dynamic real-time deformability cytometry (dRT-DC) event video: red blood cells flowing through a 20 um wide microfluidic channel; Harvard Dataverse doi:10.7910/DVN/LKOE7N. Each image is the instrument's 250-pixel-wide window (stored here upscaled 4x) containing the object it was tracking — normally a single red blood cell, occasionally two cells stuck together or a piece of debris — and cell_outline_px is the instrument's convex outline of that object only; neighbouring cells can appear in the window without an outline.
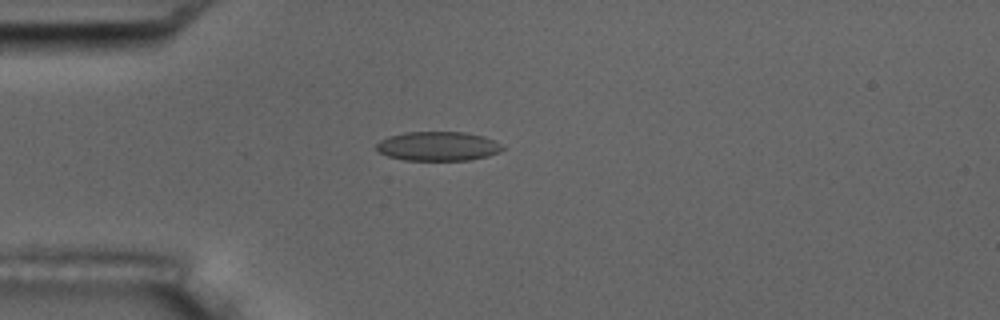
{"species": "common noctule bat (a hibernating species)", "species_latin": "Nyctalus noctula", "temperature_condition": "room temperature", "stored_images_in_passage": 4, "camera_frame_rate_fps": 3000, "um_per_image_px": 0.085, "animal": {"sex": "male", "body_mass_g": 17.5, "forearm_length_mm": 52.3}, "frame": {"image": 1, "passage_image": 4, "time_ms": 3.333, "image_size_px": [1000, 320], "cell_outline_px": [[504, 148], [500, 152], [488, 156], [468, 160], [404, 160], [388, 156], [376, 152], [376, 144], [380, 140], [388, 136], [404, 132], [464, 132], [484, 136], [500, 144]], "centroid_in_image_um": [37.19, 12.43], "position_along_channel_um": 47.8, "area_um2": 21.56}}